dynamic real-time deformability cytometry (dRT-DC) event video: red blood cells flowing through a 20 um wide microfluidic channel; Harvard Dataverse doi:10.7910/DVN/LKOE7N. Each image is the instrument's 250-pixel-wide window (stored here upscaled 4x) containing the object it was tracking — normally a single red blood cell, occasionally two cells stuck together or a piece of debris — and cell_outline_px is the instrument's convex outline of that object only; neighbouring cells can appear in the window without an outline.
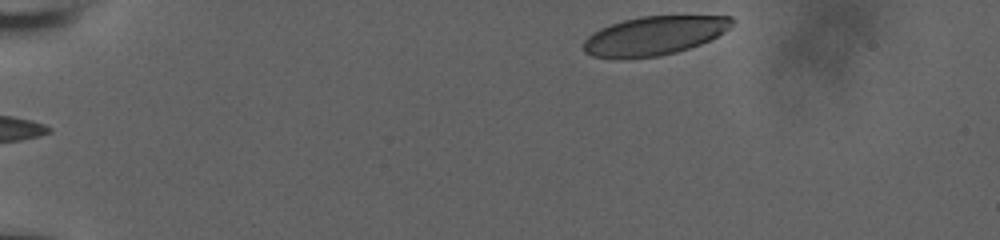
{"species": "human", "species_latin": "Homo sapiens", "temperature_condition": "room temperature", "stored_images_in_passage": 39, "camera_frame_rate_fps": 3000, "um_per_image_px": 0.085, "donor": {"sex": "male"}, "frame": {"image": 1, "passage_image": 1, "time_ms": 0.0, "image_size_px": [1000, 240], "cell_outline_px": [[732, 24], [724, 32], [700, 44], [676, 52], [660, 56], [592, 56], [584, 52], [584, 40], [592, 32], [600, 28], [624, 20], [640, 16], [732, 16]], "centroid_in_image_um": [55.62, 3.0], "position_along_channel_um": 29.4, "area_um2": 32.71}}
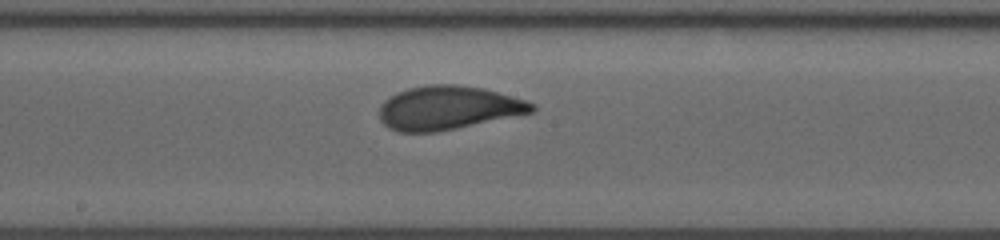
{"frame": {"image": 2, "passage_image": 23, "time_ms": 7.333, "image_size_px": [1000, 240], "cell_outline_px": [[536, 108], [532, 112], [456, 128], [436, 132], [396, 132], [388, 128], [380, 120], [380, 104], [388, 96], [396, 92], [408, 88], [428, 84], [456, 84], [484, 88], [524, 100], [536, 104]], "centroid_in_image_um": [38.03, 9.16], "position_along_channel_um": 210.2, "area_um2": 38.84}}
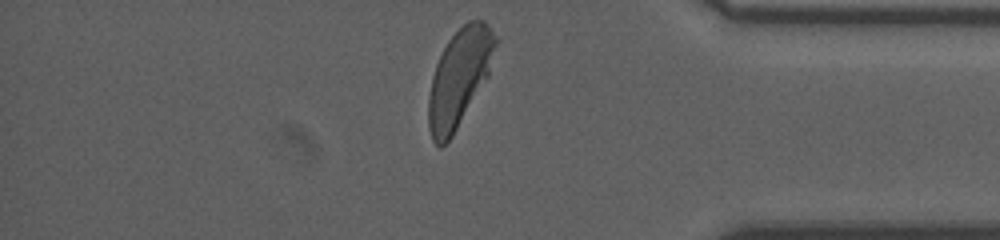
{"frame": {"image": 3, "passage_image": 39, "time_ms": 12.667, "image_size_px": [1000, 240], "cell_outline_px": [[500, 40], [488, 76], [452, 136], [440, 148], [432, 140], [428, 128], [428, 96], [432, 76], [436, 64], [448, 40], [468, 20], [484, 20], [488, 24]], "centroid_in_image_um": [39.06, 6.58], "position_along_channel_um": 396.1, "area_um2": 38.03}, "authors_computed_cell_mechanics": {"area_um2": 38.0902, "velocity_mm_per_s": 3.8221, "shape_relaxation_time_tau1_ms": 3.495, "shape_relaxation_time_tau2_ms": null, "deformation_change_tau1": 0.1363, "deformation_change_tau2": null}}